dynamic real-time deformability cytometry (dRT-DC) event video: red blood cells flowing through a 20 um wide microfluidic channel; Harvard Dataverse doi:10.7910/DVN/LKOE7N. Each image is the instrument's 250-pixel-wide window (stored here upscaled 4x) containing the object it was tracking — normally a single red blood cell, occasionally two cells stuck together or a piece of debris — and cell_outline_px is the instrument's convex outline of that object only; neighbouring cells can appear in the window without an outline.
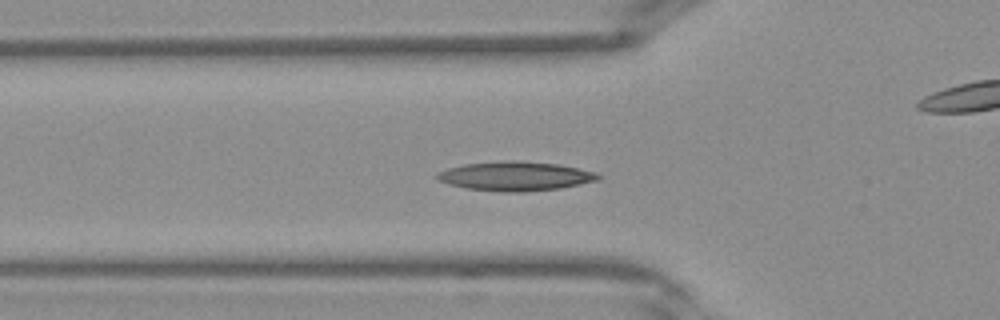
{"species": "Egyptian fruit bat (a non-hibernating species)", "species_latin": "Rousettus aegyptiacus", "temperature_condition": "warm", "stored_images_in_passage": 42, "camera_frame_rate_fps": 3000, "um_per_image_px": 0.085, "frame": {"image": 1, "passage_image": 14, "time_ms": 4.333, "image_size_px": [1000, 320], "cell_outline_px": [[604, 176], [600, 180], [560, 188], [524, 192], [504, 192], [468, 188], [448, 184], [436, 180], [436, 172], [448, 168], [464, 164], [504, 160], [508, 160], [560, 164], [596, 172]], "centroid_in_image_um": [43.82, 14.97], "position_along_channel_um": 82.0, "area_um2": 27.57}}
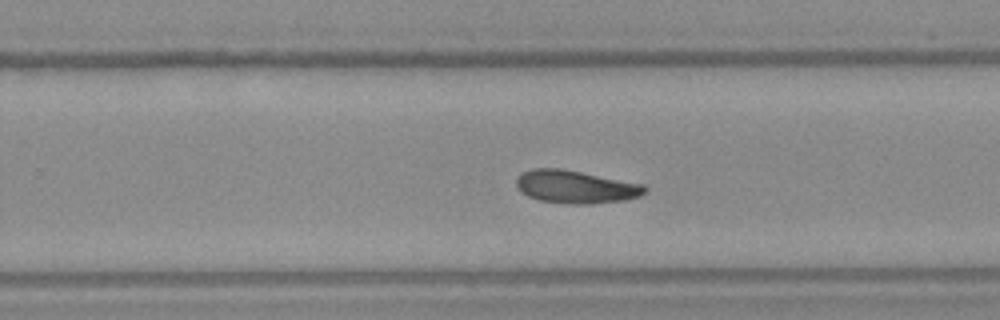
{"frame": {"image": 2, "passage_image": 26, "time_ms": 8.333, "image_size_px": [1000, 320], "cell_outline_px": [[648, 188], [640, 196], [624, 200], [592, 204], [568, 204], [540, 200], [528, 196], [520, 192], [516, 188], [516, 180], [524, 172], [532, 168], [560, 168], [644, 184]], "centroid_in_image_um": [48.92, 15.89], "position_along_channel_um": 280.9, "area_um2": 24.62}}
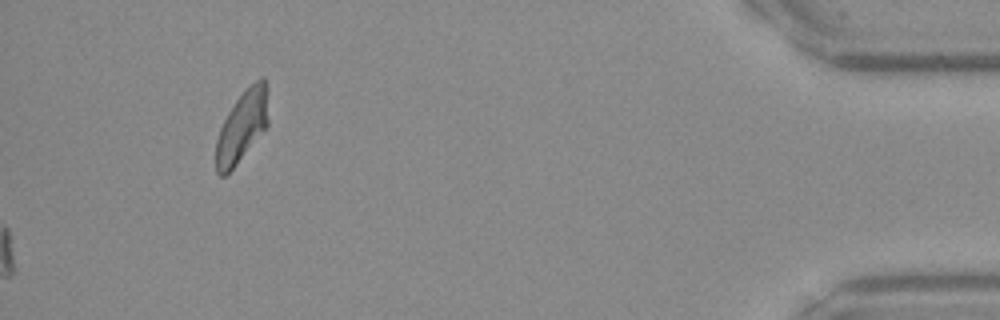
{"frame": {"image": 3, "passage_image": 42, "time_ms": 13.667, "image_size_px": [1000, 320], "cell_outline_px": [[268, 124], [236, 164], [224, 176], [220, 176], [216, 172], [216, 140], [220, 128], [228, 112], [236, 100], [260, 76], [264, 76], [268, 88]], "centroid_in_image_um": [20.59, 10.7], "position_along_channel_um": 414.6, "area_um2": 21.39}}